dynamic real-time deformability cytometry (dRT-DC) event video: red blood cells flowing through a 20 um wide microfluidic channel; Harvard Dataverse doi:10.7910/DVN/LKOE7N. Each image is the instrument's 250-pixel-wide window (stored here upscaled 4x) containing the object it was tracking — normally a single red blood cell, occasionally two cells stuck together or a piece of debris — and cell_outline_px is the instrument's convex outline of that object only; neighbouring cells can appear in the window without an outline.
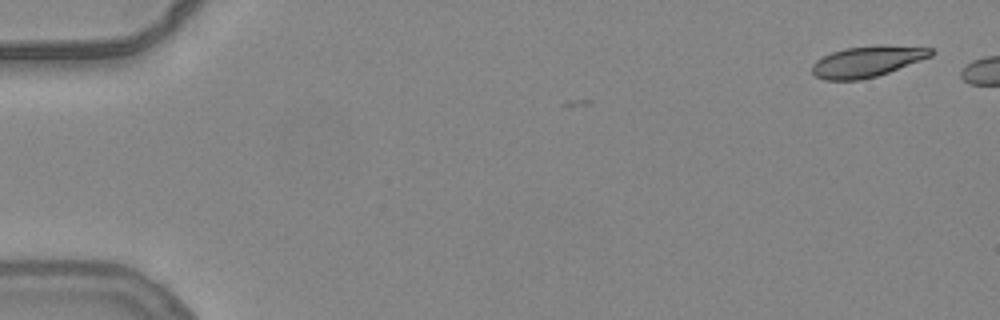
{"species": "common noctule bat (a hibernating species)", "species_latin": "Nyctalus noctula", "temperature_condition": "warm", "stored_images_in_passage": 3, "camera_frame_rate_fps": 3000, "um_per_image_px": 0.085, "animal": {"sex": "female", "body_mass_g": 24.6, "forearm_length_mm": 56.2}, "frame": {"image": 1, "passage_image": 1, "time_ms": 0.0, "image_size_px": [1000, 320], "cell_outline_px": [[936, 52], [932, 56], [888, 72], [876, 76], [860, 80], [824, 80], [816, 76], [812, 72], [812, 64], [816, 60], [832, 52], [844, 48], [932, 48]], "centroid_in_image_um": [73.62, 5.29], "position_along_channel_um": 11.4, "area_um2": 20.23}}